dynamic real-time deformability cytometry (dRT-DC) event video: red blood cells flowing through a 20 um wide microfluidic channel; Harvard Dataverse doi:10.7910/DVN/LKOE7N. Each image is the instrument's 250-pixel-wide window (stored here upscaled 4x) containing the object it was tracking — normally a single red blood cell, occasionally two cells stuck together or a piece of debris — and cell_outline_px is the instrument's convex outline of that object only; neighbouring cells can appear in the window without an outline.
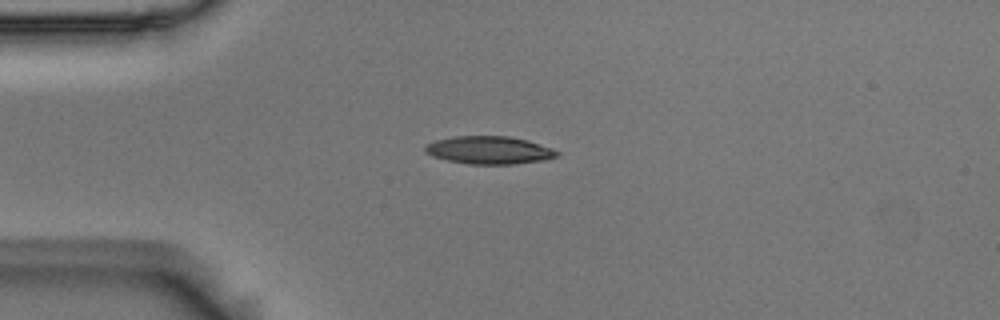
{"species": "Egyptian fruit bat (a non-hibernating species)", "species_latin": "Rousettus aegyptiacus", "temperature_condition": "room temperature", "stored_images_in_passage": 5, "camera_frame_rate_fps": 3000, "um_per_image_px": 0.085, "animal": {"sex": "male"}, "frame": {"image": 1, "passage_image": 1, "time_ms": 0.0, "image_size_px": [1000, 320], "cell_outline_px": [[560, 156], [544, 160], [512, 164], [468, 164], [448, 160], [432, 156], [424, 152], [424, 148], [428, 144], [436, 140], [456, 136], [508, 136], [528, 140], [552, 148], [560, 152]], "centroid_in_image_um": [41.61, 12.76], "position_along_channel_um": 43.4, "area_um2": 21.39}}
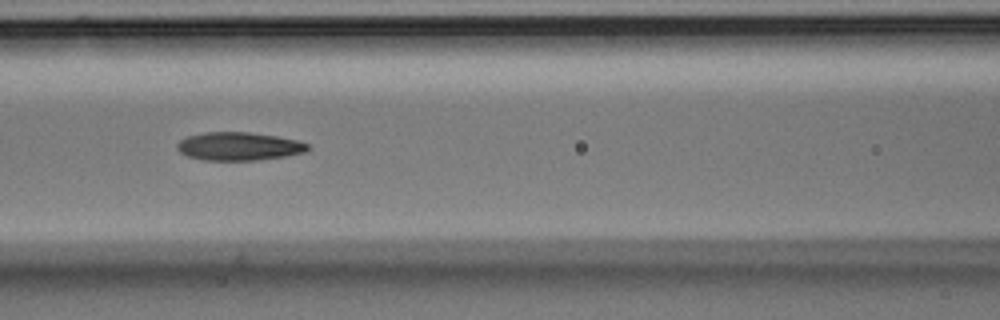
{"frame": {"image": 2, "passage_image": 4, "time_ms": 1.0, "image_size_px": [1000, 320], "cell_outline_px": [[312, 148], [304, 152], [288, 156], [256, 160], [204, 160], [188, 156], [180, 152], [176, 148], [176, 144], [180, 140], [188, 136], [204, 132], [248, 132], [276, 136], [296, 140], [308, 144]], "centroid_in_image_um": [20.31, 12.44], "position_along_channel_um": 146.3, "area_um2": 21.5}}
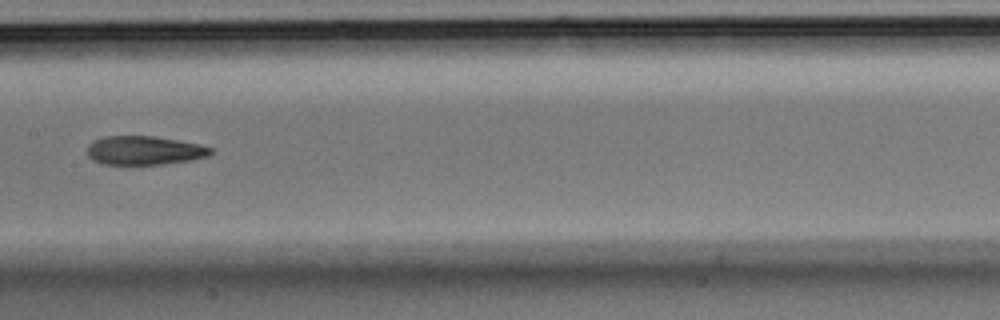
{"frame": {"image": 3, "passage_image": 5, "time_ms": 1.333, "image_size_px": [1000, 320], "cell_outline_px": [[216, 152], [208, 156], [192, 160], [164, 164], [100, 164], [92, 160], [88, 156], [88, 144], [104, 136], [152, 136], [200, 144], [212, 148]], "centroid_in_image_um": [12.29, 12.79], "position_along_channel_um": 195.1, "area_um2": 20.81}}